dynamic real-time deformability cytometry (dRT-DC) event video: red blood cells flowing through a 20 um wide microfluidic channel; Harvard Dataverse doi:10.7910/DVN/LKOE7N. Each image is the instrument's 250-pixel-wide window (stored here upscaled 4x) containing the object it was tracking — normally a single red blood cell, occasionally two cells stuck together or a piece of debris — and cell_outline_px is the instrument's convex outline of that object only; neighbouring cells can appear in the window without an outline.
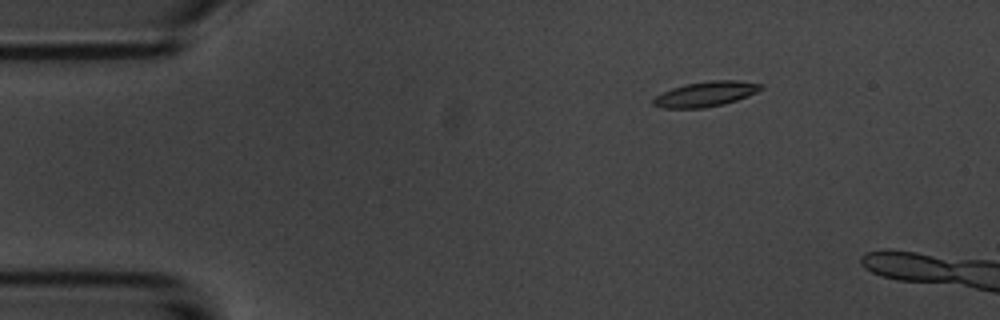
{"species": "common noctule bat (a hibernating species)", "species_latin": "Nyctalus noctula", "temperature_condition": "room temperature", "stored_images_in_passage": 5, "camera_frame_rate_fps": 3000, "um_per_image_px": 0.085, "animal": {"sex": "male", "body_mass_g": 20.1, "forearm_length_mm": 53.5}, "frame": {"image": 1, "passage_image": 3, "time_ms": 2.667, "image_size_px": [1000, 320], "cell_outline_px": [[764, 88], [748, 96], [724, 104], [704, 108], [664, 108], [652, 104], [652, 100], [656, 96], [672, 88], [688, 84], [712, 80], [736, 80], [764, 84]], "centroid_in_image_um": [60.02, 7.99], "position_along_channel_um": 25.0, "area_um2": 15.61}}